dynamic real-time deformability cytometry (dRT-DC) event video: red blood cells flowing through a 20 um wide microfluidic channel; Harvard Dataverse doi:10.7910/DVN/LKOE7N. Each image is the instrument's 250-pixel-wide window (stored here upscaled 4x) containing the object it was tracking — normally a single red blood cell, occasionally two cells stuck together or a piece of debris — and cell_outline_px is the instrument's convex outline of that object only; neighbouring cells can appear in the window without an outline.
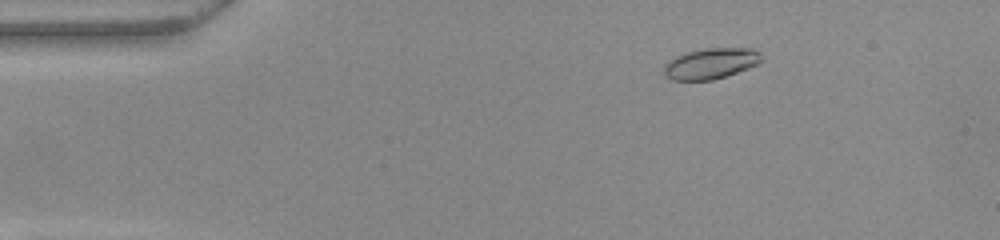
{"species": "common noctule bat (a hibernating species)", "species_latin": "Nyctalus noctula", "temperature_condition": "warm", "stored_images_in_passage": 53, "camera_frame_rate_fps": 3000, "um_per_image_px": 0.085, "animal": {"sex": "female", "body_mass_g": 22.0, "forearm_length_mm": 56.7}, "frame": {"image": 1, "passage_image": 9, "time_ms": 2.667, "image_size_px": [1000, 240], "cell_outline_px": [[760, 60], [756, 64], [748, 68], [712, 80], [672, 80], [664, 72], [664, 64], [668, 60], [676, 56], [688, 52], [704, 48], [752, 48], [760, 52]], "centroid_in_image_um": [60.39, 5.39], "position_along_channel_um": 24.6, "area_um2": 17.22}}
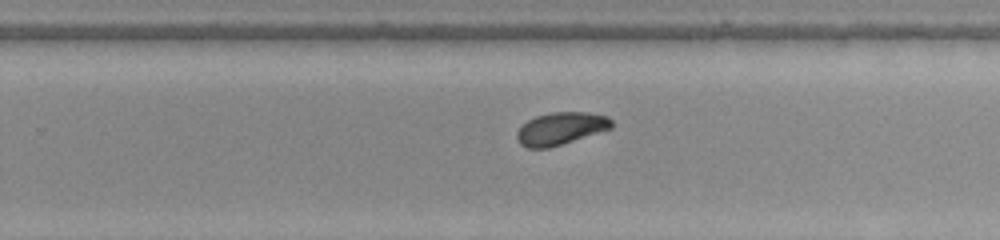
{"frame": {"image": 2, "passage_image": 34, "time_ms": 11.0, "image_size_px": [1000, 240], "cell_outline_px": [[612, 128], [548, 148], [528, 148], [520, 144], [516, 136], [516, 132], [528, 120], [536, 116], [552, 112], [588, 112], [608, 116], [612, 120]], "centroid_in_image_um": [47.66, 10.91], "position_along_channel_um": 282.1, "area_um2": 17.74}}
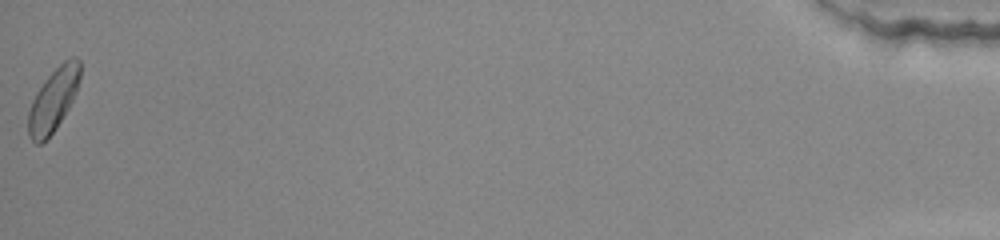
{"frame": {"image": 3, "passage_image": 53, "time_ms": 17.333, "image_size_px": [1000, 240], "cell_outline_px": [[80, 80], [76, 92], [68, 108], [56, 128], [40, 144], [36, 144], [28, 136], [28, 112], [32, 100], [36, 92], [48, 76], [64, 60], [72, 56], [76, 56], [80, 60]], "centroid_in_image_um": [4.53, 8.46], "position_along_channel_um": 430.7, "area_um2": 18.84}, "authors_computed_cell_mechanics": {"area_um2": 18.0914, "velocity_mm_per_s": 3.9456, "shape_relaxation_time_tau1_ms": 3.1286, "shape_relaxation_time_tau2_ms": 3.2262, "deformation_change_tau1": 0.1491, "deformation_change_tau2": 0.0645}}